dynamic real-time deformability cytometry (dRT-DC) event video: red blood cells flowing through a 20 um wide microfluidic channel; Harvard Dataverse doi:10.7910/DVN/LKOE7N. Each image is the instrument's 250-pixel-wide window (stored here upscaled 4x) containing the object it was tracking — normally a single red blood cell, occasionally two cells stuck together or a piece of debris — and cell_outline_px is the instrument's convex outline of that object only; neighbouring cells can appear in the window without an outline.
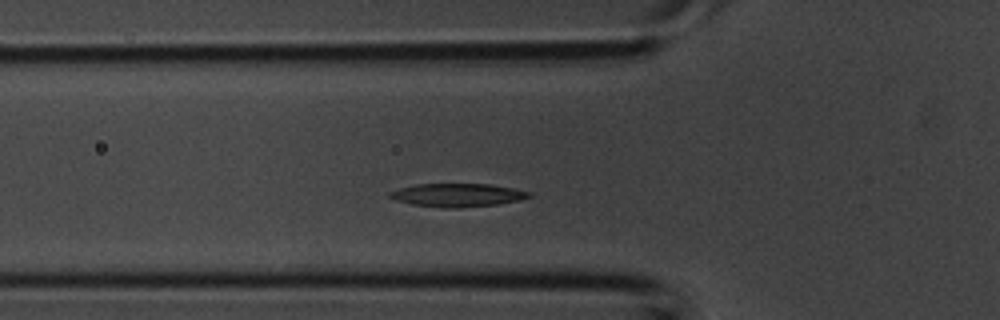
{"species": "common noctule bat (a hibernating species)", "species_latin": "Nyctalus noctula", "temperature_condition": "room temperature", "stored_images_in_passage": 34, "camera_frame_rate_fps": 3000, "um_per_image_px": 0.085, "animal": {"sex": "male", "body_mass_g": 20.1, "forearm_length_mm": 53.5}, "frame": {"image": 1, "passage_image": 8, "time_ms": 2.333, "image_size_px": [1000, 320], "cell_outline_px": [[532, 196], [520, 200], [500, 204], [460, 208], [440, 208], [412, 204], [396, 200], [388, 196], [388, 192], [400, 188], [416, 184], [488, 184], [512, 188], [532, 192]], "centroid_in_image_um": [38.9, 16.59], "position_along_channel_um": 86.9, "area_um2": 19.02}}
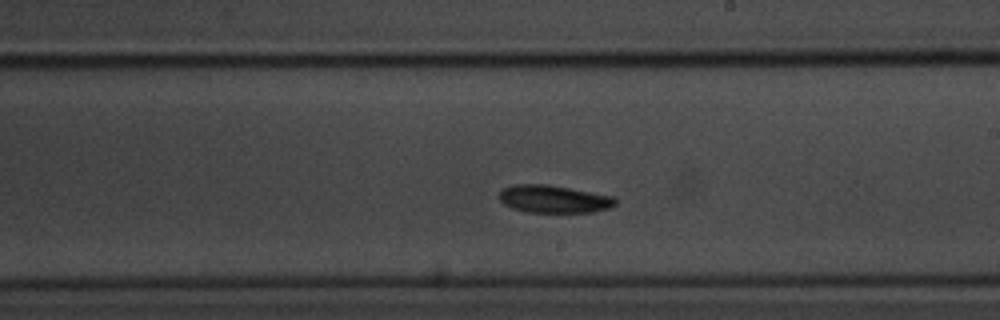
{"frame": {"image": 2, "passage_image": 17, "time_ms": 5.333, "image_size_px": [1000, 320], "cell_outline_px": [[616, 204], [612, 208], [592, 212], [528, 212], [512, 208], [504, 204], [496, 196], [504, 188], [516, 184], [548, 184], [616, 196]], "centroid_in_image_um": [47.1, 16.91], "position_along_channel_um": 241.9, "area_um2": 18.96}}
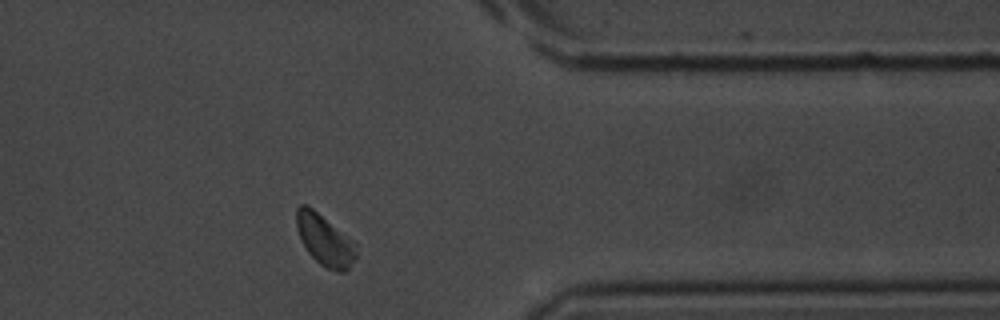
{"frame": {"image": 3, "passage_image": 26, "time_ms": 8.333, "image_size_px": [1000, 320], "cell_outline_px": [[356, 256], [348, 268], [344, 272], [340, 272], [328, 268], [320, 264], [308, 252], [296, 228], [296, 208], [300, 204], [308, 204], [352, 240], [356, 244]], "centroid_in_image_um": [27.58, 20.37], "position_along_channel_um": 383.8, "area_um2": 17.46}}